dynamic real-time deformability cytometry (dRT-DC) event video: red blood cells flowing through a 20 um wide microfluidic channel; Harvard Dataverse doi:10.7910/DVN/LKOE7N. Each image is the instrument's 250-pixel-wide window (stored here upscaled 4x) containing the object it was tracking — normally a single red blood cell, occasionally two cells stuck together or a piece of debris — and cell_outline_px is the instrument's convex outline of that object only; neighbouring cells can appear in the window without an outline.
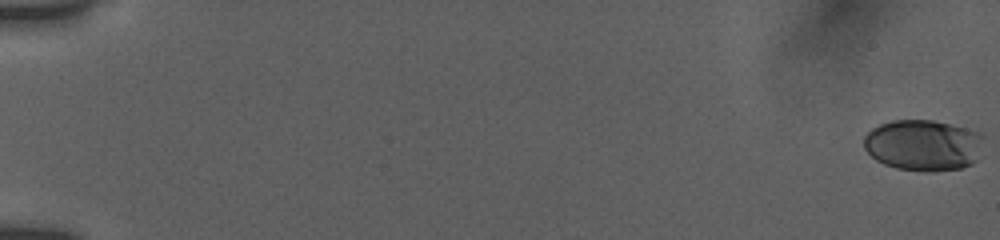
{"species": "human", "species_latin": "Homo sapiens", "temperature_condition": "room temperature", "stored_images_in_passage": 56, "camera_frame_rate_fps": 3000, "um_per_image_px": 0.085, "donor": {"sex": "female"}, "frame": {"image": 1, "passage_image": 1, "time_ms": 0.0, "image_size_px": [1000, 240], "cell_outline_px": [[984, 136], [976, 160], [972, 164], [960, 168], [932, 172], [924, 172], [896, 168], [884, 164], [876, 160], [864, 148], [864, 136], [872, 128], [880, 124], [892, 120], [932, 120], [984, 132]], "centroid_in_image_um": [78.49, 12.34], "position_along_channel_um": 6.5, "area_um2": 35.95}}
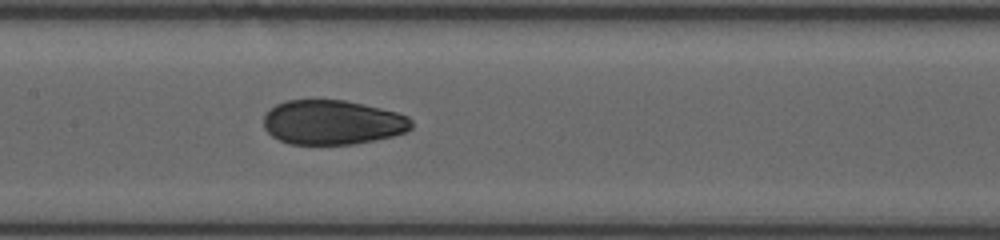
{"frame": {"image": 2, "passage_image": 30, "time_ms": 9.667, "image_size_px": [1000, 240], "cell_outline_px": [[412, 128], [404, 132], [392, 136], [376, 140], [352, 144], [288, 144], [272, 136], [264, 128], [264, 116], [276, 104], [284, 100], [344, 100], [380, 108], [396, 112], [408, 116], [412, 120]], "centroid_in_image_um": [28.26, 10.4], "position_along_channel_um": 179.1, "area_um2": 38.26}}
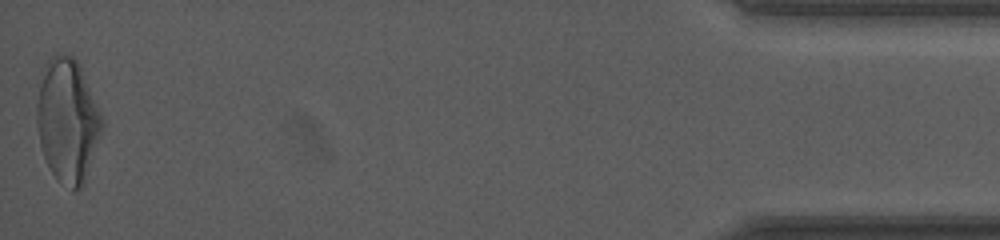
{"frame": {"image": 3, "passage_image": 56, "time_ms": 18.333, "image_size_px": [1000, 240], "cell_outline_px": [[104, 124], [84, 184], [76, 192], [72, 192], [56, 180], [44, 156], [40, 144], [36, 124], [36, 104], [40, 72], [44, 64], [56, 52], [60, 52], [72, 56], [80, 64], [104, 120]], "centroid_in_image_um": [5.72, 10.22], "position_along_channel_um": 429.5, "area_um2": 47.8}, "authors_computed_cell_mechanics": {"area_um2": 38.7549, "velocity_mm_per_s": 3.845, "shape_relaxation_time_tau1_ms": 5.6665, "shape_relaxation_time_tau2_ms": 1.1511, "deformation_change_tau1": 0.1953, "deformation_change_tau2": 0.0514}}